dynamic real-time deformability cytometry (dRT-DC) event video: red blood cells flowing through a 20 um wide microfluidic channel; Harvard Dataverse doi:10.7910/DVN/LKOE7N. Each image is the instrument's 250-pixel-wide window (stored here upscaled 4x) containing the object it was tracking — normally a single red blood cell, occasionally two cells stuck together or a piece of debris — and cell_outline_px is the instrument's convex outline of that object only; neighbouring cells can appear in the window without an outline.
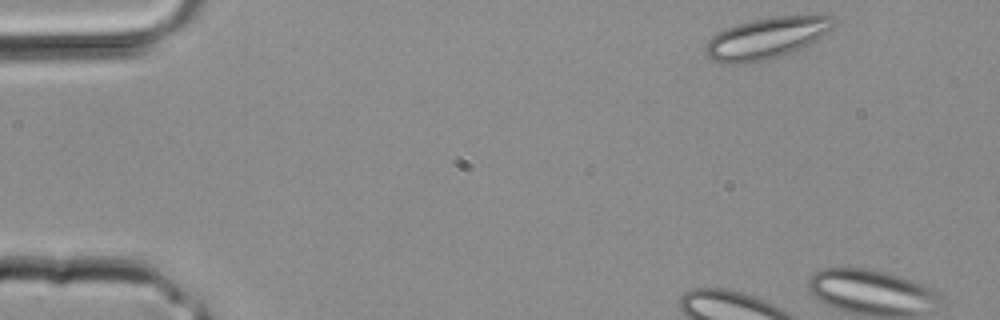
{"species": "common noctule bat (a hibernating species)", "species_latin": "Nyctalus noctula", "temperature_condition": "room temperature", "stored_images_in_passage": 3, "camera_frame_rate_fps": 3000, "um_per_image_px": 0.085, "animal": {"sex": "male", "body_mass_g": 20.4}, "frame": {"image": 1, "passage_image": 1, "time_ms": 0.0, "image_size_px": [1000, 320], "cell_outline_px": [[836, 24], [832, 28], [808, 44], [792, 52], [780, 56], [764, 60], [744, 64], [724, 64], [712, 60], [704, 52], [704, 44], [712, 36], [736, 24], [752, 20], [772, 16], [832, 16], [836, 20]], "centroid_in_image_um": [65.09, 3.25], "position_along_channel_um": 19.9, "area_um2": 30.63}}